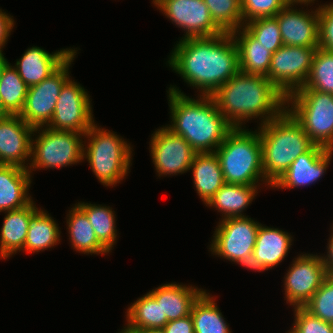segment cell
Here are the masks:
<instances>
[{
  "label": "cell",
  "mask_w": 333,
  "mask_h": 333,
  "mask_svg": "<svg viewBox=\"0 0 333 333\" xmlns=\"http://www.w3.org/2000/svg\"><path fill=\"white\" fill-rule=\"evenodd\" d=\"M163 329L165 333H195L191 314L184 318L169 321Z\"/></svg>",
  "instance_id": "40"
},
{
  "label": "cell",
  "mask_w": 333,
  "mask_h": 333,
  "mask_svg": "<svg viewBox=\"0 0 333 333\" xmlns=\"http://www.w3.org/2000/svg\"><path fill=\"white\" fill-rule=\"evenodd\" d=\"M87 215L98 241L110 252L116 243L115 215L108 206L88 203L77 204Z\"/></svg>",
  "instance_id": "32"
},
{
  "label": "cell",
  "mask_w": 333,
  "mask_h": 333,
  "mask_svg": "<svg viewBox=\"0 0 333 333\" xmlns=\"http://www.w3.org/2000/svg\"><path fill=\"white\" fill-rule=\"evenodd\" d=\"M287 1L289 3H295V4H298V3L303 4L304 3V5L307 4V6H308V4L314 2L315 0H287Z\"/></svg>",
  "instance_id": "46"
},
{
  "label": "cell",
  "mask_w": 333,
  "mask_h": 333,
  "mask_svg": "<svg viewBox=\"0 0 333 333\" xmlns=\"http://www.w3.org/2000/svg\"><path fill=\"white\" fill-rule=\"evenodd\" d=\"M315 51V47L282 45L272 54L268 79L283 96H289L305 84Z\"/></svg>",
  "instance_id": "11"
},
{
  "label": "cell",
  "mask_w": 333,
  "mask_h": 333,
  "mask_svg": "<svg viewBox=\"0 0 333 333\" xmlns=\"http://www.w3.org/2000/svg\"><path fill=\"white\" fill-rule=\"evenodd\" d=\"M89 98L80 84L69 79L61 89L52 120L47 127L85 134L95 123Z\"/></svg>",
  "instance_id": "12"
},
{
  "label": "cell",
  "mask_w": 333,
  "mask_h": 333,
  "mask_svg": "<svg viewBox=\"0 0 333 333\" xmlns=\"http://www.w3.org/2000/svg\"><path fill=\"white\" fill-rule=\"evenodd\" d=\"M295 3H288L275 17L277 18L283 45L319 47L318 8L309 13L293 9Z\"/></svg>",
  "instance_id": "17"
},
{
  "label": "cell",
  "mask_w": 333,
  "mask_h": 333,
  "mask_svg": "<svg viewBox=\"0 0 333 333\" xmlns=\"http://www.w3.org/2000/svg\"><path fill=\"white\" fill-rule=\"evenodd\" d=\"M76 51L49 77L30 86L20 117L32 128L47 127L52 120L61 89L69 78V67Z\"/></svg>",
  "instance_id": "10"
},
{
  "label": "cell",
  "mask_w": 333,
  "mask_h": 333,
  "mask_svg": "<svg viewBox=\"0 0 333 333\" xmlns=\"http://www.w3.org/2000/svg\"><path fill=\"white\" fill-rule=\"evenodd\" d=\"M40 131L29 126L19 115L0 119V165H16L28 169L25 160L31 157L32 134Z\"/></svg>",
  "instance_id": "16"
},
{
  "label": "cell",
  "mask_w": 333,
  "mask_h": 333,
  "mask_svg": "<svg viewBox=\"0 0 333 333\" xmlns=\"http://www.w3.org/2000/svg\"><path fill=\"white\" fill-rule=\"evenodd\" d=\"M211 97L233 128H242L244 121L259 116L263 125L286 108V97L263 75L239 72Z\"/></svg>",
  "instance_id": "2"
},
{
  "label": "cell",
  "mask_w": 333,
  "mask_h": 333,
  "mask_svg": "<svg viewBox=\"0 0 333 333\" xmlns=\"http://www.w3.org/2000/svg\"><path fill=\"white\" fill-rule=\"evenodd\" d=\"M332 153V149L314 144L292 162L272 187L290 189L313 184L326 172Z\"/></svg>",
  "instance_id": "18"
},
{
  "label": "cell",
  "mask_w": 333,
  "mask_h": 333,
  "mask_svg": "<svg viewBox=\"0 0 333 333\" xmlns=\"http://www.w3.org/2000/svg\"><path fill=\"white\" fill-rule=\"evenodd\" d=\"M260 126L258 133L264 177L273 185L292 162L306 153L314 143L286 108L277 117Z\"/></svg>",
  "instance_id": "4"
},
{
  "label": "cell",
  "mask_w": 333,
  "mask_h": 333,
  "mask_svg": "<svg viewBox=\"0 0 333 333\" xmlns=\"http://www.w3.org/2000/svg\"><path fill=\"white\" fill-rule=\"evenodd\" d=\"M153 164L159 176L185 173L197 154L190 144L166 126L157 129L150 140Z\"/></svg>",
  "instance_id": "14"
},
{
  "label": "cell",
  "mask_w": 333,
  "mask_h": 333,
  "mask_svg": "<svg viewBox=\"0 0 333 333\" xmlns=\"http://www.w3.org/2000/svg\"><path fill=\"white\" fill-rule=\"evenodd\" d=\"M291 238L285 231L260 224L252 260L247 268L265 271L280 264L292 245Z\"/></svg>",
  "instance_id": "20"
},
{
  "label": "cell",
  "mask_w": 333,
  "mask_h": 333,
  "mask_svg": "<svg viewBox=\"0 0 333 333\" xmlns=\"http://www.w3.org/2000/svg\"><path fill=\"white\" fill-rule=\"evenodd\" d=\"M299 89L333 94V51L316 48L308 79Z\"/></svg>",
  "instance_id": "33"
},
{
  "label": "cell",
  "mask_w": 333,
  "mask_h": 333,
  "mask_svg": "<svg viewBox=\"0 0 333 333\" xmlns=\"http://www.w3.org/2000/svg\"><path fill=\"white\" fill-rule=\"evenodd\" d=\"M259 226L246 216L222 219L215 230L210 251L247 268L252 260Z\"/></svg>",
  "instance_id": "9"
},
{
  "label": "cell",
  "mask_w": 333,
  "mask_h": 333,
  "mask_svg": "<svg viewBox=\"0 0 333 333\" xmlns=\"http://www.w3.org/2000/svg\"><path fill=\"white\" fill-rule=\"evenodd\" d=\"M327 276L321 256L303 254L295 258L284 277L287 303L303 307Z\"/></svg>",
  "instance_id": "15"
},
{
  "label": "cell",
  "mask_w": 333,
  "mask_h": 333,
  "mask_svg": "<svg viewBox=\"0 0 333 333\" xmlns=\"http://www.w3.org/2000/svg\"><path fill=\"white\" fill-rule=\"evenodd\" d=\"M67 220L72 247L84 254H106L109 251L98 241L86 213L78 206L71 208Z\"/></svg>",
  "instance_id": "27"
},
{
  "label": "cell",
  "mask_w": 333,
  "mask_h": 333,
  "mask_svg": "<svg viewBox=\"0 0 333 333\" xmlns=\"http://www.w3.org/2000/svg\"><path fill=\"white\" fill-rule=\"evenodd\" d=\"M257 186L225 183L208 201L206 206L215 207L224 218L245 217L241 212L257 195Z\"/></svg>",
  "instance_id": "26"
},
{
  "label": "cell",
  "mask_w": 333,
  "mask_h": 333,
  "mask_svg": "<svg viewBox=\"0 0 333 333\" xmlns=\"http://www.w3.org/2000/svg\"><path fill=\"white\" fill-rule=\"evenodd\" d=\"M79 132L58 131L48 127L41 129L32 139L31 159L28 171L40 168H60L83 160L84 145Z\"/></svg>",
  "instance_id": "8"
},
{
  "label": "cell",
  "mask_w": 333,
  "mask_h": 333,
  "mask_svg": "<svg viewBox=\"0 0 333 333\" xmlns=\"http://www.w3.org/2000/svg\"><path fill=\"white\" fill-rule=\"evenodd\" d=\"M191 286L168 283L164 284L149 293L160 304L162 318H167L168 322L184 318L190 315L194 301L203 292Z\"/></svg>",
  "instance_id": "22"
},
{
  "label": "cell",
  "mask_w": 333,
  "mask_h": 333,
  "mask_svg": "<svg viewBox=\"0 0 333 333\" xmlns=\"http://www.w3.org/2000/svg\"><path fill=\"white\" fill-rule=\"evenodd\" d=\"M178 27L185 30L186 38L213 37L223 31L214 23L203 0H153Z\"/></svg>",
  "instance_id": "13"
},
{
  "label": "cell",
  "mask_w": 333,
  "mask_h": 333,
  "mask_svg": "<svg viewBox=\"0 0 333 333\" xmlns=\"http://www.w3.org/2000/svg\"><path fill=\"white\" fill-rule=\"evenodd\" d=\"M214 23L226 33L243 27L241 0H203ZM242 25V26H241Z\"/></svg>",
  "instance_id": "34"
},
{
  "label": "cell",
  "mask_w": 333,
  "mask_h": 333,
  "mask_svg": "<svg viewBox=\"0 0 333 333\" xmlns=\"http://www.w3.org/2000/svg\"><path fill=\"white\" fill-rule=\"evenodd\" d=\"M120 333H135V332L124 327V329Z\"/></svg>",
  "instance_id": "47"
},
{
  "label": "cell",
  "mask_w": 333,
  "mask_h": 333,
  "mask_svg": "<svg viewBox=\"0 0 333 333\" xmlns=\"http://www.w3.org/2000/svg\"><path fill=\"white\" fill-rule=\"evenodd\" d=\"M59 236L55 220L40 209L32 216L23 250L34 253L51 248L60 241Z\"/></svg>",
  "instance_id": "29"
},
{
  "label": "cell",
  "mask_w": 333,
  "mask_h": 333,
  "mask_svg": "<svg viewBox=\"0 0 333 333\" xmlns=\"http://www.w3.org/2000/svg\"><path fill=\"white\" fill-rule=\"evenodd\" d=\"M126 313V328L131 331L163 328L168 323L167 318H162L160 304L149 292L130 305Z\"/></svg>",
  "instance_id": "30"
},
{
  "label": "cell",
  "mask_w": 333,
  "mask_h": 333,
  "mask_svg": "<svg viewBox=\"0 0 333 333\" xmlns=\"http://www.w3.org/2000/svg\"><path fill=\"white\" fill-rule=\"evenodd\" d=\"M303 308L319 319L333 324V276L328 275Z\"/></svg>",
  "instance_id": "36"
},
{
  "label": "cell",
  "mask_w": 333,
  "mask_h": 333,
  "mask_svg": "<svg viewBox=\"0 0 333 333\" xmlns=\"http://www.w3.org/2000/svg\"><path fill=\"white\" fill-rule=\"evenodd\" d=\"M107 131L98 128L95 123L92 125L84 136L89 144L87 148L84 147L83 158L87 159L93 173L104 186H115L128 174L132 148L123 138Z\"/></svg>",
  "instance_id": "6"
},
{
  "label": "cell",
  "mask_w": 333,
  "mask_h": 333,
  "mask_svg": "<svg viewBox=\"0 0 333 333\" xmlns=\"http://www.w3.org/2000/svg\"><path fill=\"white\" fill-rule=\"evenodd\" d=\"M231 34L239 53L240 72L263 75L268 78V70L273 53L264 45L259 44L244 27H240Z\"/></svg>",
  "instance_id": "24"
},
{
  "label": "cell",
  "mask_w": 333,
  "mask_h": 333,
  "mask_svg": "<svg viewBox=\"0 0 333 333\" xmlns=\"http://www.w3.org/2000/svg\"><path fill=\"white\" fill-rule=\"evenodd\" d=\"M33 201L24 208L6 211L1 228L0 258H8L24 248L32 216L38 211Z\"/></svg>",
  "instance_id": "23"
},
{
  "label": "cell",
  "mask_w": 333,
  "mask_h": 333,
  "mask_svg": "<svg viewBox=\"0 0 333 333\" xmlns=\"http://www.w3.org/2000/svg\"><path fill=\"white\" fill-rule=\"evenodd\" d=\"M286 105L314 144L333 150V94L298 89L286 97Z\"/></svg>",
  "instance_id": "7"
},
{
  "label": "cell",
  "mask_w": 333,
  "mask_h": 333,
  "mask_svg": "<svg viewBox=\"0 0 333 333\" xmlns=\"http://www.w3.org/2000/svg\"><path fill=\"white\" fill-rule=\"evenodd\" d=\"M185 82L200 89L202 96L213 93L240 72L239 53L231 33L213 37L181 38L168 60Z\"/></svg>",
  "instance_id": "1"
},
{
  "label": "cell",
  "mask_w": 333,
  "mask_h": 333,
  "mask_svg": "<svg viewBox=\"0 0 333 333\" xmlns=\"http://www.w3.org/2000/svg\"><path fill=\"white\" fill-rule=\"evenodd\" d=\"M198 195L207 204L225 184L220 161L214 153H197L190 166Z\"/></svg>",
  "instance_id": "25"
},
{
  "label": "cell",
  "mask_w": 333,
  "mask_h": 333,
  "mask_svg": "<svg viewBox=\"0 0 333 333\" xmlns=\"http://www.w3.org/2000/svg\"><path fill=\"white\" fill-rule=\"evenodd\" d=\"M10 115L4 108L2 101H1V97H0V119L5 118L6 116Z\"/></svg>",
  "instance_id": "45"
},
{
  "label": "cell",
  "mask_w": 333,
  "mask_h": 333,
  "mask_svg": "<svg viewBox=\"0 0 333 333\" xmlns=\"http://www.w3.org/2000/svg\"><path fill=\"white\" fill-rule=\"evenodd\" d=\"M135 333H165L163 328H149V329H141L135 330Z\"/></svg>",
  "instance_id": "43"
},
{
  "label": "cell",
  "mask_w": 333,
  "mask_h": 333,
  "mask_svg": "<svg viewBox=\"0 0 333 333\" xmlns=\"http://www.w3.org/2000/svg\"><path fill=\"white\" fill-rule=\"evenodd\" d=\"M333 231V228H332ZM332 235L330 236V240L327 246V254L326 257L325 256H321L323 263L325 265L326 271L328 273V275H332L333 276V233H331Z\"/></svg>",
  "instance_id": "42"
},
{
  "label": "cell",
  "mask_w": 333,
  "mask_h": 333,
  "mask_svg": "<svg viewBox=\"0 0 333 333\" xmlns=\"http://www.w3.org/2000/svg\"><path fill=\"white\" fill-rule=\"evenodd\" d=\"M29 87L21 79L17 69L9 63L4 68L0 79V97L5 110L10 115H20Z\"/></svg>",
  "instance_id": "31"
},
{
  "label": "cell",
  "mask_w": 333,
  "mask_h": 333,
  "mask_svg": "<svg viewBox=\"0 0 333 333\" xmlns=\"http://www.w3.org/2000/svg\"><path fill=\"white\" fill-rule=\"evenodd\" d=\"M31 175L16 165H0V212L26 207L33 200L28 196Z\"/></svg>",
  "instance_id": "21"
},
{
  "label": "cell",
  "mask_w": 333,
  "mask_h": 333,
  "mask_svg": "<svg viewBox=\"0 0 333 333\" xmlns=\"http://www.w3.org/2000/svg\"><path fill=\"white\" fill-rule=\"evenodd\" d=\"M9 62L6 60V58L4 57L2 51H0V79H1V75H2V72L4 70V68L6 67V65L8 64Z\"/></svg>",
  "instance_id": "44"
},
{
  "label": "cell",
  "mask_w": 333,
  "mask_h": 333,
  "mask_svg": "<svg viewBox=\"0 0 333 333\" xmlns=\"http://www.w3.org/2000/svg\"><path fill=\"white\" fill-rule=\"evenodd\" d=\"M168 94L172 121L166 127L182 136L196 153H214L233 127L213 98L200 94L195 100L175 86H170Z\"/></svg>",
  "instance_id": "3"
},
{
  "label": "cell",
  "mask_w": 333,
  "mask_h": 333,
  "mask_svg": "<svg viewBox=\"0 0 333 333\" xmlns=\"http://www.w3.org/2000/svg\"><path fill=\"white\" fill-rule=\"evenodd\" d=\"M215 154L220 161L225 183L257 186L262 178L272 187L264 177L261 140L257 130L233 128Z\"/></svg>",
  "instance_id": "5"
},
{
  "label": "cell",
  "mask_w": 333,
  "mask_h": 333,
  "mask_svg": "<svg viewBox=\"0 0 333 333\" xmlns=\"http://www.w3.org/2000/svg\"><path fill=\"white\" fill-rule=\"evenodd\" d=\"M14 27V20L0 9V51L8 40V36Z\"/></svg>",
  "instance_id": "41"
},
{
  "label": "cell",
  "mask_w": 333,
  "mask_h": 333,
  "mask_svg": "<svg viewBox=\"0 0 333 333\" xmlns=\"http://www.w3.org/2000/svg\"><path fill=\"white\" fill-rule=\"evenodd\" d=\"M289 2L287 0H241L242 21L276 16Z\"/></svg>",
  "instance_id": "37"
},
{
  "label": "cell",
  "mask_w": 333,
  "mask_h": 333,
  "mask_svg": "<svg viewBox=\"0 0 333 333\" xmlns=\"http://www.w3.org/2000/svg\"><path fill=\"white\" fill-rule=\"evenodd\" d=\"M319 47L333 51V3L318 7Z\"/></svg>",
  "instance_id": "39"
},
{
  "label": "cell",
  "mask_w": 333,
  "mask_h": 333,
  "mask_svg": "<svg viewBox=\"0 0 333 333\" xmlns=\"http://www.w3.org/2000/svg\"><path fill=\"white\" fill-rule=\"evenodd\" d=\"M214 300L204 290L194 301L190 314L195 333H231Z\"/></svg>",
  "instance_id": "28"
},
{
  "label": "cell",
  "mask_w": 333,
  "mask_h": 333,
  "mask_svg": "<svg viewBox=\"0 0 333 333\" xmlns=\"http://www.w3.org/2000/svg\"><path fill=\"white\" fill-rule=\"evenodd\" d=\"M295 322L288 333H333V324L313 316L303 307H295Z\"/></svg>",
  "instance_id": "38"
},
{
  "label": "cell",
  "mask_w": 333,
  "mask_h": 333,
  "mask_svg": "<svg viewBox=\"0 0 333 333\" xmlns=\"http://www.w3.org/2000/svg\"><path fill=\"white\" fill-rule=\"evenodd\" d=\"M243 27L272 53H275L282 45V37L277 18L263 17L253 19L243 24Z\"/></svg>",
  "instance_id": "35"
},
{
  "label": "cell",
  "mask_w": 333,
  "mask_h": 333,
  "mask_svg": "<svg viewBox=\"0 0 333 333\" xmlns=\"http://www.w3.org/2000/svg\"><path fill=\"white\" fill-rule=\"evenodd\" d=\"M76 50L62 49L53 54L40 47L28 48L15 66L28 87L41 83L54 73Z\"/></svg>",
  "instance_id": "19"
}]
</instances>
